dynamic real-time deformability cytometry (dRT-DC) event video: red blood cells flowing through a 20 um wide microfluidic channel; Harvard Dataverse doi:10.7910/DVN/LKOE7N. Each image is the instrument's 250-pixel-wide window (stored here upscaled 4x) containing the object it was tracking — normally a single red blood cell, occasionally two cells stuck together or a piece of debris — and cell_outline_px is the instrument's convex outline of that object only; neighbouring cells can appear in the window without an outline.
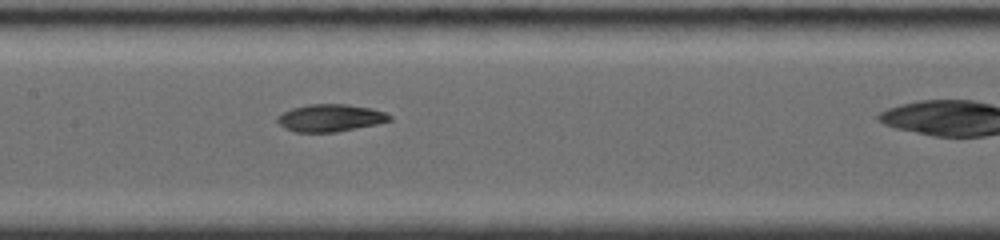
{"species": "common noctule bat (a hibernating species)", "species_latin": "Nyctalus noctula", "temperature_condition": "room temperature", "stored_images_in_passage": 6, "segment_of_instrument_passage": [1, 2], "camera_frame_rate_fps": 4000, "um_per_image_px": 0.085, "animal": {"sex": "female", "body_mass_g": 19.0, "forearm_length_mm": 56.7}, "frame": {"image": 1, "passage_image": 5, "time_ms": 3.5, "image_size_px": [1000, 240], "cell_outline_px": [[392, 120], [376, 124], [336, 132], [296, 132], [284, 128], [276, 120], [276, 116], [292, 108], [308, 104], [348, 104], [372, 108], [384, 112], [392, 116]], "centroid_in_image_um": [28.07, 10.02], "position_along_channel_um": 179.3, "area_um2": 17.92}}